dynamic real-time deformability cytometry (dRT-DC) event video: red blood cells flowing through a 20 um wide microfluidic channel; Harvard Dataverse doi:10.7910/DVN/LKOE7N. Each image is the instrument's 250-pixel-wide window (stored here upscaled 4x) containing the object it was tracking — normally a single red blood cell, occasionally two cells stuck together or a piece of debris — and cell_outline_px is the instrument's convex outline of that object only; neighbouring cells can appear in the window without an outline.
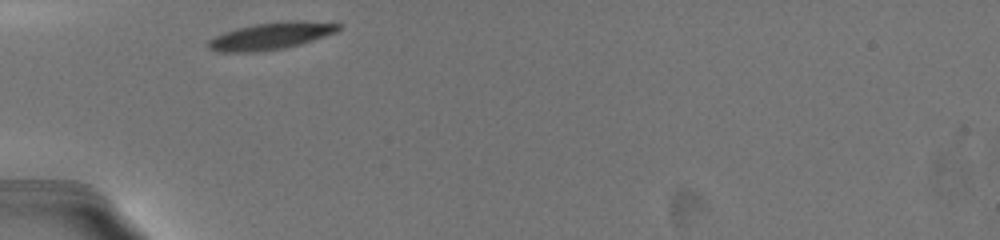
{"species": "common noctule bat (a hibernating species)", "species_latin": "Nyctalus noctula", "temperature_condition": "warm", "stored_images_in_passage": 2, "camera_frame_rate_fps": 3000, "um_per_image_px": 0.085, "animal": {"sex": "female", "body_mass_g": 19.5, "forearm_length_mm": 54.1}, "frame": {"image": 1, "passage_image": 1, "time_ms": 0.0, "image_size_px": [1000, 240], "cell_outline_px": [[344, 28], [336, 32], [300, 44], [284, 48], [256, 52], [216, 52], [208, 48], [204, 44], [208, 40], [220, 32], [256, 24], [280, 20], [304, 20], [344, 24]], "centroid_in_image_um": [23.01, 3.04], "position_along_channel_um": 62.0, "area_um2": 21.04}}